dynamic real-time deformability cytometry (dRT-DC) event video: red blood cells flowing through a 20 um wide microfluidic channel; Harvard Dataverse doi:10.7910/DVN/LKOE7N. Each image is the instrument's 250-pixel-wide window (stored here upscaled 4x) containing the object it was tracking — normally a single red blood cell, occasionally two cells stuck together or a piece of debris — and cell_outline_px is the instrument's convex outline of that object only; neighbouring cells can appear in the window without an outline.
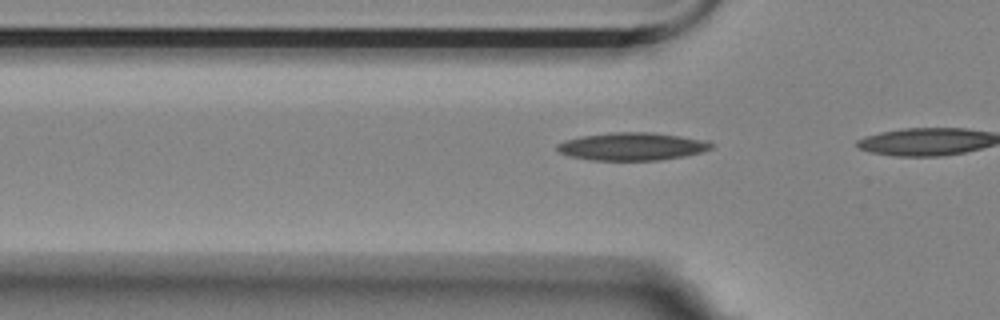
{"species": "Egyptian fruit bat (a non-hibernating species)", "species_latin": "Rousettus aegyptiacus", "temperature_condition": "room temperature", "stored_images_in_passage": 8, "camera_frame_rate_fps": 3000, "um_per_image_px": 0.085, "animal": {"sex": "female"}, "frame": {"image": 1, "passage_image": 7, "time_ms": 2.0, "image_size_px": [1000, 320], "cell_outline_px": [[712, 148], [700, 152], [684, 156], [660, 160], [592, 160], [568, 156], [560, 152], [556, 148], [556, 144], [564, 140], [580, 136], [612, 132], [652, 132], [712, 140]], "centroid_in_image_um": [53.74, 12.44], "position_along_channel_um": 72.1, "area_um2": 25.2}}